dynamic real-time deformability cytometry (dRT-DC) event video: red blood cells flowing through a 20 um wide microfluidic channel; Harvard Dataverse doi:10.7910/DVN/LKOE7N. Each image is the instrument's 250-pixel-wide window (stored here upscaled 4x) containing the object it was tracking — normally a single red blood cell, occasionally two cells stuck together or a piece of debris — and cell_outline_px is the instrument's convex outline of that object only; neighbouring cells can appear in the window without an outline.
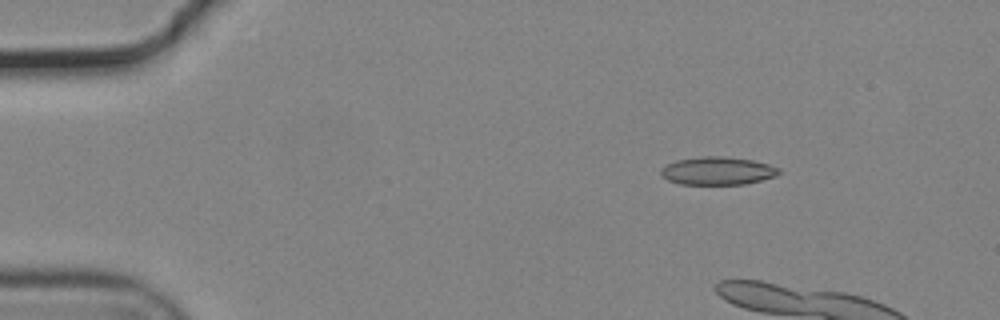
{"species": "common noctule bat (a hibernating species)", "species_latin": "Nyctalus noctula", "temperature_condition": "cold", "stored_images_in_passage": 13, "camera_frame_rate_fps": 3000, "um_per_image_px": 0.085, "animal": {"sex": "male", "body_mass_g": 19.2, "forearm_length_mm": 51.8}, "frame": {"image": 1, "passage_image": 8, "time_ms": 2.333, "image_size_px": [1000, 320], "cell_outline_px": [[780, 172], [776, 176], [744, 184], [680, 184], [668, 180], [660, 176], [660, 168], [676, 160], [700, 156], [720, 156], [752, 160], [768, 164], [780, 168]], "centroid_in_image_um": [60.96, 14.52], "position_along_channel_um": 24.0, "area_um2": 19.25}}